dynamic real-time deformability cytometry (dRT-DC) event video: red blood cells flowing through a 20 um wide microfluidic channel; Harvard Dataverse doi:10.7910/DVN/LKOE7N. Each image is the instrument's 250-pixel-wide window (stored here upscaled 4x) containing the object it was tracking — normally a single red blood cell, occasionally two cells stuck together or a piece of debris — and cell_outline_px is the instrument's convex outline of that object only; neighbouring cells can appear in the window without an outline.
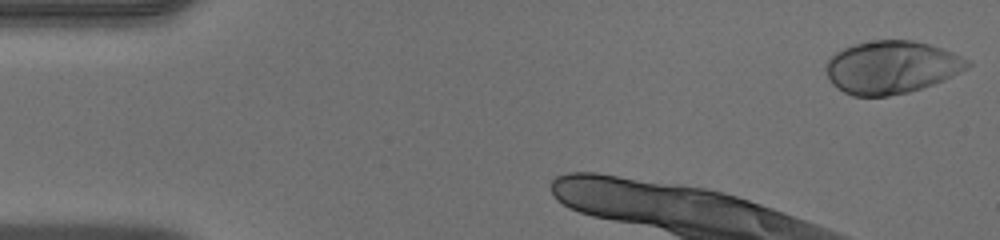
{"species": "human", "species_latin": "Homo sapiens", "temperature_condition": "warm", "stored_images_in_passage": 8, "camera_frame_rate_fps": 3000, "um_per_image_px": 0.085, "donor": {"sex": "male"}, "frame": {"image": 1, "passage_image": 1, "time_ms": 0.0, "image_size_px": [1000, 240], "cell_outline_px": [[972, 64], [968, 68], [944, 80], [908, 92], [888, 96], [852, 96], [836, 88], [832, 84], [824, 68], [824, 64], [836, 52], [852, 44], [872, 40], [912, 40], [928, 44], [952, 52], [968, 60]], "centroid_in_image_um": [75.74, 5.71], "position_along_channel_um": 9.3, "area_um2": 43.52}}